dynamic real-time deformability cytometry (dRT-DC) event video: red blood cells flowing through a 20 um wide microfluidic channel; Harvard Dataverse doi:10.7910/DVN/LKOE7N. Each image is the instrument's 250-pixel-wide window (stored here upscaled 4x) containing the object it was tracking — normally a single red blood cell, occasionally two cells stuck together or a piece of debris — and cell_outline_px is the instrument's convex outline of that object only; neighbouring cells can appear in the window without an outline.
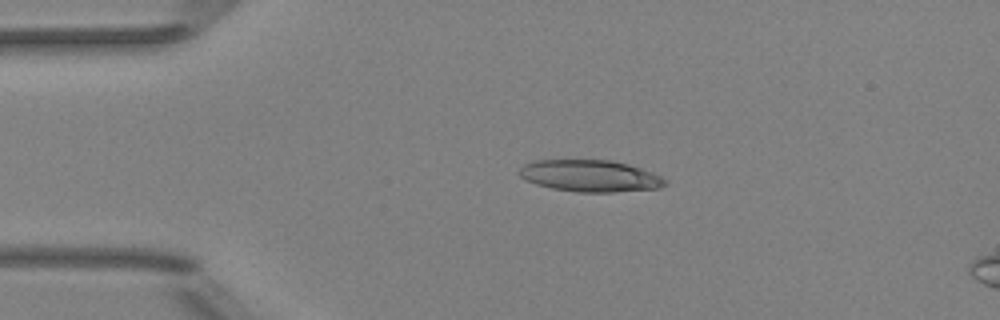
{"species": "Egyptian fruit bat (a non-hibernating species)", "species_latin": "Rousettus aegyptiacus", "temperature_condition": "room temperature", "stored_images_in_passage": 5, "camera_frame_rate_fps": 3000, "um_per_image_px": 0.085, "animal": {"sex": "female"}, "frame": {"image": 1, "passage_image": 3, "time_ms": 2.333, "image_size_px": [1000, 320], "cell_outline_px": [[668, 184], [660, 188], [612, 192], [576, 192], [552, 188], [536, 184], [524, 180], [520, 176], [520, 168], [524, 164], [536, 160], [608, 160], [628, 164], [652, 172], [668, 180]], "centroid_in_image_um": [50.17, 14.95], "position_along_channel_um": 34.8, "area_um2": 26.99}}